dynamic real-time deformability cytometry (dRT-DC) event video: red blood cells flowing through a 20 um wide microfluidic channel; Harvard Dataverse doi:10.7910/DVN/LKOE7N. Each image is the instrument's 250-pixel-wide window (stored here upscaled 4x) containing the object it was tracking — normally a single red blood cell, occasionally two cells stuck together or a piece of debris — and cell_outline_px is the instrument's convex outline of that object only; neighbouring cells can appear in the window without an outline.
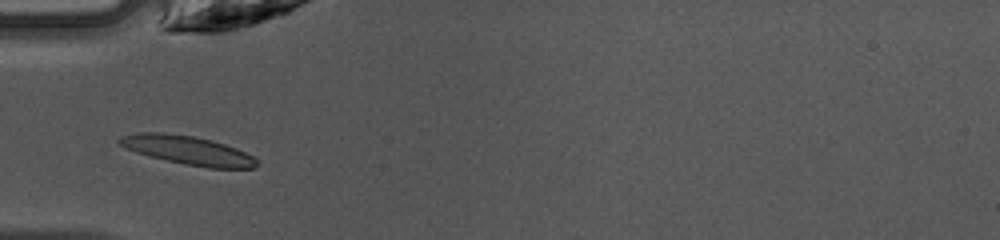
{"species": "common noctule bat (a hibernating species)", "species_latin": "Nyctalus noctula", "temperature_condition": "warm", "stored_images_in_passage": 45, "camera_frame_rate_fps": 3000, "um_per_image_px": 0.085, "animal": {"sex": "female", "body_mass_g": 10.0, "forearm_length_mm": 53.1}, "frame": {"image": 1, "passage_image": 14, "time_ms": 4.333, "image_size_px": [1000, 240], "cell_outline_px": [[260, 164], [252, 168], [208, 168], [184, 164], [136, 152], [120, 144], [116, 140], [120, 136], [140, 132], [164, 132], [196, 136], [212, 140], [236, 148], [256, 156], [260, 160]], "centroid_in_image_um": [16.04, 12.76], "position_along_channel_um": 69.0, "area_um2": 23.12}}
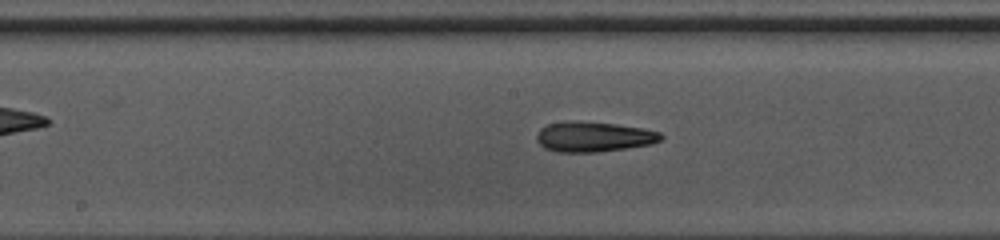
{"frame": {"image": 2, "passage_image": 23, "time_ms": 7.333, "image_size_px": [1000, 240], "cell_outline_px": [[664, 136], [660, 140], [652, 144], [596, 152], [556, 152], [544, 148], [536, 140], [536, 136], [540, 128], [548, 124], [568, 120], [616, 124], [644, 128], [660, 132]], "centroid_in_image_um": [50.44, 11.62], "position_along_channel_um": 197.8, "area_um2": 21.91}}
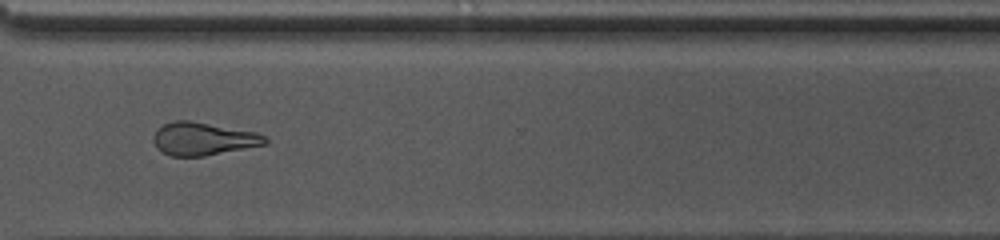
{"frame": {"image": 3, "passage_image": 34, "time_ms": 11.0, "image_size_px": [1000, 240], "cell_outline_px": [[268, 144], [204, 156], [172, 156], [156, 148], [152, 140], [152, 136], [156, 128], [172, 120], [188, 120], [256, 132], [268, 136]], "centroid_in_image_um": [17.26, 11.79], "position_along_channel_um": 353.3, "area_um2": 21.62}, "authors_computed_cell_mechanics": {"area_um2": 21.6172, "velocity_mm_per_s": 4.2657, "shape_relaxation_time_tau1_ms": 7.5412, "shape_relaxation_time_tau2_ms": 1.1947, "deformation_change_tau1": 0.2536, "deformation_change_tau2": 0.1132}}